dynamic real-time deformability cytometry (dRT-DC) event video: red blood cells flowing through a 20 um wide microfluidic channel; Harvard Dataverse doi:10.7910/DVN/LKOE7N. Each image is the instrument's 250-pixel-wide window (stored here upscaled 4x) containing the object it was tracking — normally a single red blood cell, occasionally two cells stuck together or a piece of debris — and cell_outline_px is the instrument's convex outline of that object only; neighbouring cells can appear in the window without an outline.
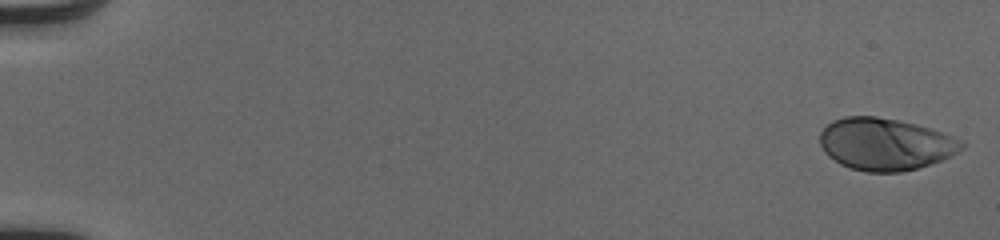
{"species": "human", "species_latin": "Homo sapiens", "temperature_condition": "cold", "stored_images_in_passage": 51, "camera_frame_rate_fps": 3000, "um_per_image_px": 0.085, "donor": {"sex": "male"}, "frame": {"image": 1, "passage_image": 1, "time_ms": 0.0, "image_size_px": [1000, 240], "cell_outline_px": [[964, 148], [952, 156], [916, 168], [900, 172], [868, 172], [848, 168], [840, 164], [828, 156], [824, 152], [820, 144], [820, 132], [832, 120], [844, 116], [876, 116], [916, 124], [964, 140]], "centroid_in_image_um": [75.23, 12.25], "position_along_channel_um": 9.8, "area_um2": 43.06}}
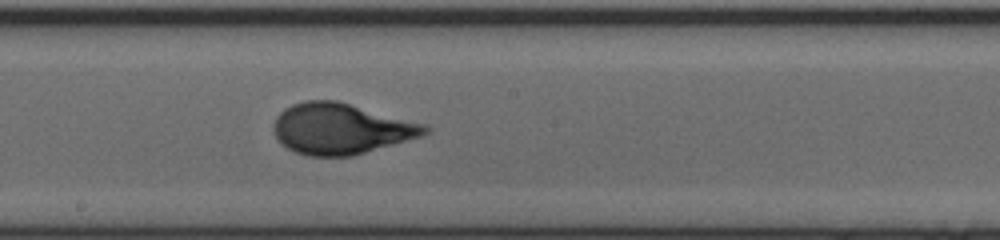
{"frame": {"image": 2, "passage_image": 30, "time_ms": 9.667, "image_size_px": [1000, 240], "cell_outline_px": [[432, 128], [428, 132], [420, 136], [352, 156], [308, 156], [296, 152], [288, 148], [276, 136], [272, 128], [272, 124], [276, 116], [284, 108], [292, 104], [304, 100], [336, 100], [428, 124]], "centroid_in_image_um": [28.98, 10.92], "position_along_channel_um": 219.2, "area_um2": 44.85}}
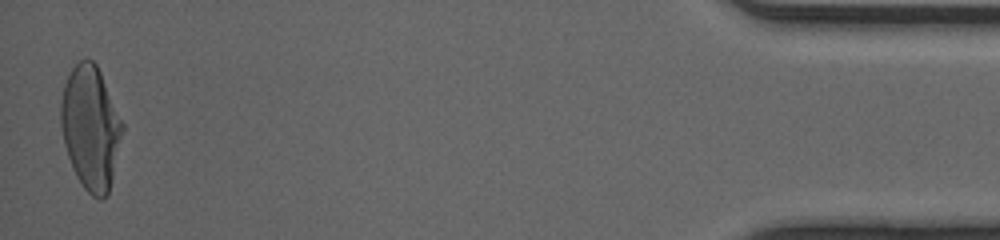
{"frame": {"image": 3, "passage_image": 51, "time_ms": 16.667, "image_size_px": [1000, 240], "cell_outline_px": [[124, 128], [112, 180], [108, 196], [104, 200], [100, 200], [92, 196], [84, 188], [76, 176], [72, 168], [64, 144], [60, 124], [60, 100], [64, 84], [72, 68], [84, 56], [92, 60], [96, 64], [100, 72], [124, 124]], "centroid_in_image_um": [7.7, 10.87], "position_along_channel_um": 427.5, "area_um2": 44.68}, "authors_computed_cell_mechanics": {"area_um2": 42.9454, "velocity_mm_per_s": 4.1011, "shape_relaxation_time_tau1_ms": 5.2318, "shape_relaxation_time_tau2_ms": null, "deformation_change_tau1": 0.2351, "deformation_change_tau2": null}}